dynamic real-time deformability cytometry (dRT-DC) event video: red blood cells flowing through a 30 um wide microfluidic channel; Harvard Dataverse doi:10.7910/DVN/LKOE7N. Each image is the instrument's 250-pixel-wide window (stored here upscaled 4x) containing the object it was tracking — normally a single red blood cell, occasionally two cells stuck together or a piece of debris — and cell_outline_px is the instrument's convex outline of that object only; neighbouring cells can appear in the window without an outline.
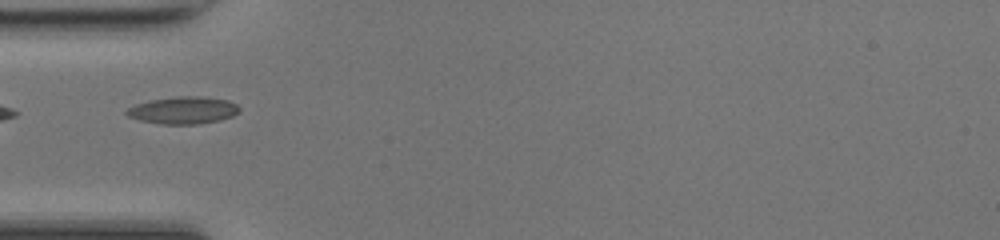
{"species": "common noctule bat (a hibernating species)", "species_latin": "Nyctalus noctula", "temperature_condition": "room temperature", "stored_images_in_passage": 30, "camera_frame_rate_fps": 3000, "um_per_image_px": 0.085, "animal": {"sex": "female", "body_mass_g": 17.0, "forearm_length_mm": 48.0}, "frame": {"image": 1, "passage_image": 1, "time_ms": 0.0, "image_size_px": [1000, 240], "cell_outline_px": [[240, 112], [232, 116], [220, 120], [200, 124], [160, 124], [140, 120], [128, 116], [124, 112], [128, 108], [136, 104], [152, 100], [176, 96], [200, 96], [228, 100], [236, 104], [240, 108]], "centroid_in_image_um": [15.59, 9.37], "position_along_channel_um": 69.4, "area_um2": 17.92}}
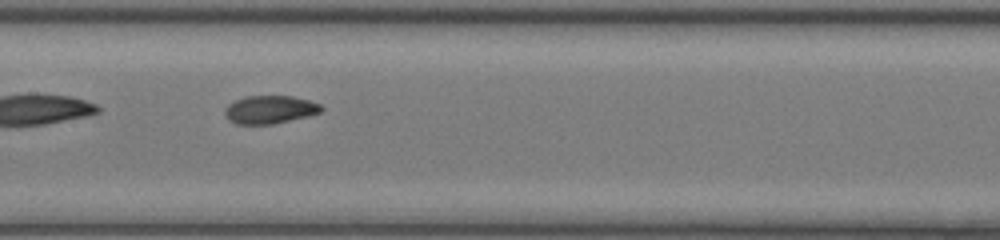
{"frame": {"image": 2, "passage_image": 9, "time_ms": 2.667, "image_size_px": [1000, 240], "cell_outline_px": [[324, 108], [320, 112], [308, 116], [272, 124], [236, 124], [228, 120], [224, 112], [224, 108], [228, 104], [236, 100], [248, 96], [292, 96], [308, 100], [320, 104]], "centroid_in_image_um": [22.92, 9.32], "position_along_channel_um": 184.5, "area_um2": 15.72}}
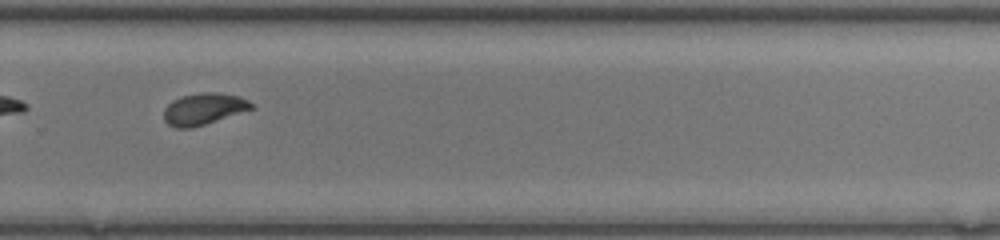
{"frame": {"image": 3, "passage_image": 18, "time_ms": 5.667, "image_size_px": [1000, 240], "cell_outline_px": [[256, 108], [192, 128], [176, 128], [168, 124], [164, 120], [164, 108], [172, 100], [180, 96], [200, 92], [216, 92], [240, 96], [248, 100]], "centroid_in_image_um": [17.31, 9.25], "position_along_channel_um": 312.5, "area_um2": 16.3}, "authors_computed_cell_mechanics": {"area_um2": 16.0684, "velocity_mm_per_s": 4.2884, "shape_relaxation_time_tau1_ms": 5.2886, "shape_relaxation_time_tau2_ms": 1.1989, "deformation_change_tau1": 0.178, "deformation_change_tau2": 0.0626}}